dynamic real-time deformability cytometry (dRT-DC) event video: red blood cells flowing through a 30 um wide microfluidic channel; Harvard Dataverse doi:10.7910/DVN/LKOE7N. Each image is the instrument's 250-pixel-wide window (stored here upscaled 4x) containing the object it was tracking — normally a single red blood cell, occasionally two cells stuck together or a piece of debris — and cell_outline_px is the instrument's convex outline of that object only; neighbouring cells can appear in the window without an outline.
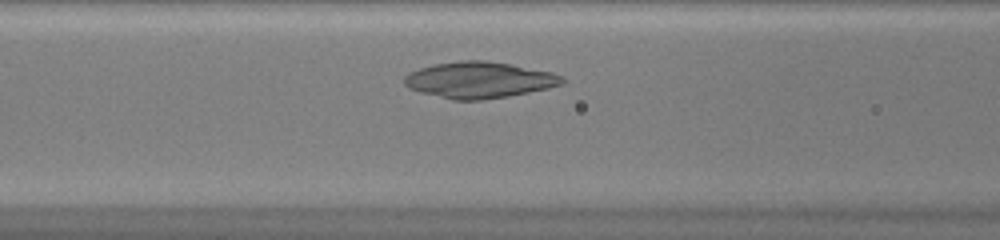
{"species": "common noctule bat (a hibernating species)", "species_latin": "Nyctalus noctula", "temperature_condition": "warm", "stored_images_in_passage": 28, "camera_frame_rate_fps": 3000, "um_per_image_px": 0.085, "animal": {"sex": "female", "body_mass_g": 20.0, "forearm_length_mm": 54.0}, "frame": {"image": 1, "passage_image": 8, "time_ms": 2.333, "image_size_px": [1000, 240], "cell_outline_px": [[568, 80], [564, 84], [548, 88], [508, 96], [480, 100], [452, 100], [420, 92], [408, 88], [404, 84], [404, 76], [420, 68], [436, 64], [460, 60], [484, 60], [508, 64], [552, 72], [564, 76]], "centroid_in_image_um": [40.76, 6.8], "position_along_channel_um": 125.8, "area_um2": 33.29}}
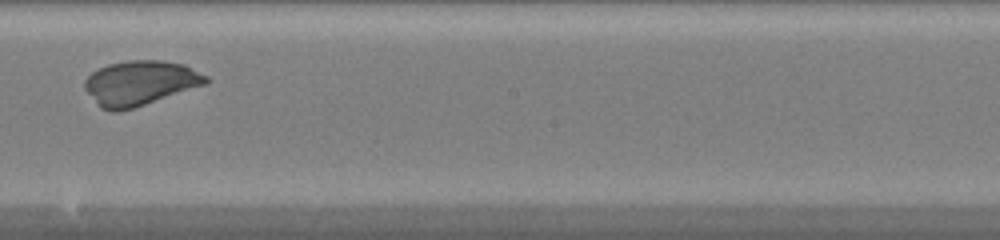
{"frame": {"image": 2, "passage_image": 16, "time_ms": 5.0, "image_size_px": [1000, 240], "cell_outline_px": [[212, 80], [208, 84], [132, 108], [116, 112], [112, 112], [100, 108], [84, 88], [84, 80], [92, 72], [108, 64], [128, 60], [160, 60], [184, 64], [208, 76]], "centroid_in_image_um": [11.93, 7.05], "position_along_channel_um": 236.3, "area_um2": 31.67}}
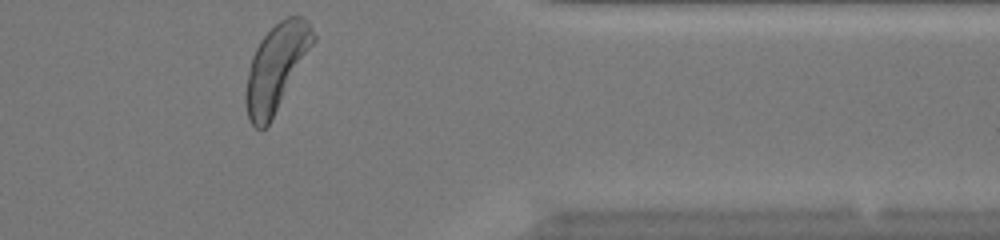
{"frame": {"image": 3, "passage_image": 28, "time_ms": 9.0, "image_size_px": [1000, 240], "cell_outline_px": [[316, 40], [268, 124], [264, 128], [256, 128], [248, 120], [244, 100], [244, 96], [248, 72], [252, 56], [260, 40], [280, 20], [288, 16], [304, 16], [308, 20], [316, 36]], "centroid_in_image_um": [23.47, 5.7], "position_along_channel_um": 387.9, "area_um2": 33.41}}